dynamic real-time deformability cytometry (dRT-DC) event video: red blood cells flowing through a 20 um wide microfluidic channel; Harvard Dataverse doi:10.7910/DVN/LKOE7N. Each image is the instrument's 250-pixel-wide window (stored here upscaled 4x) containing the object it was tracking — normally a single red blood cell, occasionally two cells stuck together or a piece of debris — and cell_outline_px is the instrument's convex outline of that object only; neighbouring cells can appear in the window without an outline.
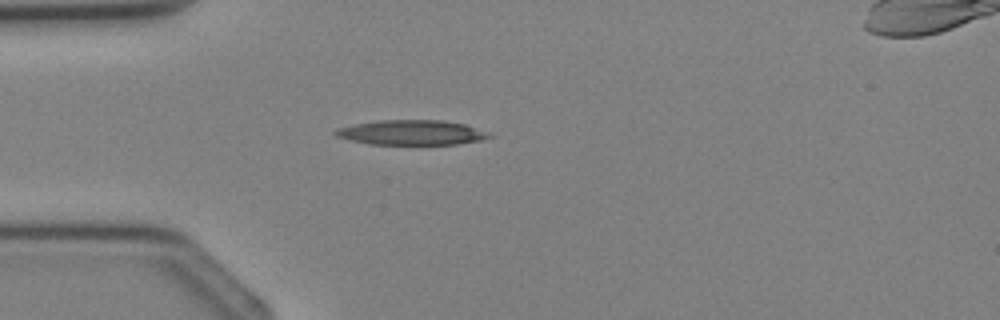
{"species": "Egyptian fruit bat (a non-hibernating species)", "species_latin": "Rousettus aegyptiacus", "temperature_condition": "cold", "stored_images_in_passage": 4, "camera_frame_rate_fps": 3000, "um_per_image_px": 0.085, "animal": {"sex": "female"}, "frame": {"image": 1, "passage_image": 4, "time_ms": 3.333, "image_size_px": [1000, 320], "cell_outline_px": [[492, 136], [480, 140], [456, 144], [368, 144], [336, 136], [332, 132], [336, 128], [352, 124], [376, 120], [444, 120], [464, 124]], "centroid_in_image_um": [34.86, 11.25], "position_along_channel_um": 50.1, "area_um2": 22.02}}